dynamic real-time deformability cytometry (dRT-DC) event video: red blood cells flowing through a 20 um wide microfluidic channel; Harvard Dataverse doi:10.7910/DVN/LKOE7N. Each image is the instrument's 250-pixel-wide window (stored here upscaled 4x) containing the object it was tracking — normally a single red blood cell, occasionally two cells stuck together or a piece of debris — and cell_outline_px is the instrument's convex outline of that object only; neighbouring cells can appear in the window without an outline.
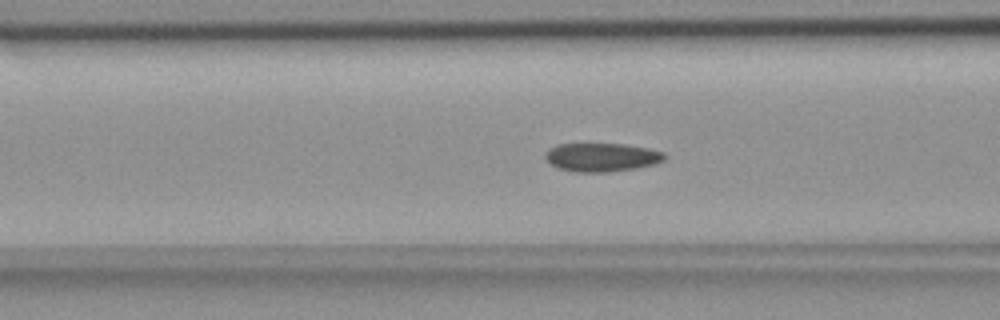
{"species": "common noctule bat (a hibernating species)", "species_latin": "Nyctalus noctula", "temperature_condition": "room temperature", "stored_images_in_passage": 39, "camera_frame_rate_fps": 3000, "um_per_image_px": 0.085, "animal": {"sex": "female", "body_mass_g": 18.4}, "frame": {"image": 1, "passage_image": 5, "time_ms": 1.333, "image_size_px": [1000, 320], "cell_outline_px": [[668, 156], [664, 160], [656, 164], [636, 168], [608, 172], [576, 172], [556, 168], [544, 156], [552, 148], [560, 144], [624, 144], [648, 148], [664, 152]], "centroid_in_image_um": [51.21, 13.37], "position_along_channel_um": 115.4, "area_um2": 19.77}}
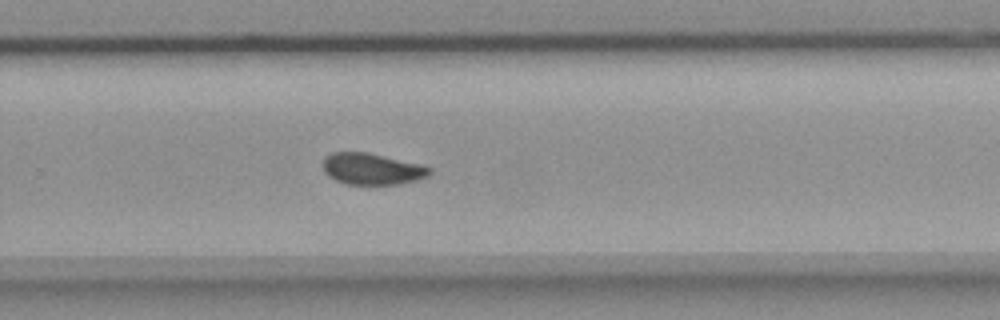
{"frame": {"image": 2, "passage_image": 20, "time_ms": 6.333, "image_size_px": [1000, 320], "cell_outline_px": [[432, 172], [428, 176], [416, 180], [400, 184], [344, 184], [328, 176], [324, 172], [324, 156], [332, 152], [368, 152], [420, 164], [432, 168]], "centroid_in_image_um": [31.62, 14.35], "position_along_channel_um": 298.2, "area_um2": 19.59}}
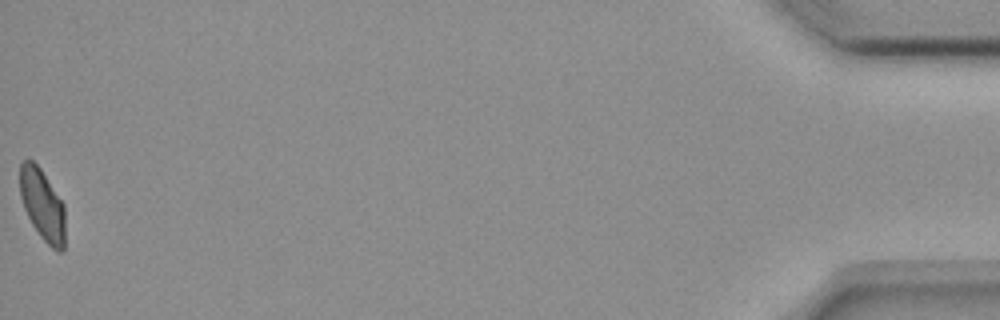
{"frame": {"image": 3, "passage_image": 39, "time_ms": 12.667, "image_size_px": [1000, 320], "cell_outline_px": [[64, 252], [56, 252], [40, 236], [32, 224], [24, 208], [20, 196], [20, 164], [24, 160], [32, 160], [40, 168], [64, 204]], "centroid_in_image_um": [3.61, 17.43], "position_along_channel_um": 431.6, "area_um2": 18.73}, "authors_computed_cell_mechanics": {"area_um2": 19.7098, "velocity_mm_per_s": 3.668, "shape_relaxation_time_tau1_ms": null, "shape_relaxation_time_tau2_ms": 1.7353, "deformation_change_tau1": null, "deformation_change_tau2": 0.0559}}